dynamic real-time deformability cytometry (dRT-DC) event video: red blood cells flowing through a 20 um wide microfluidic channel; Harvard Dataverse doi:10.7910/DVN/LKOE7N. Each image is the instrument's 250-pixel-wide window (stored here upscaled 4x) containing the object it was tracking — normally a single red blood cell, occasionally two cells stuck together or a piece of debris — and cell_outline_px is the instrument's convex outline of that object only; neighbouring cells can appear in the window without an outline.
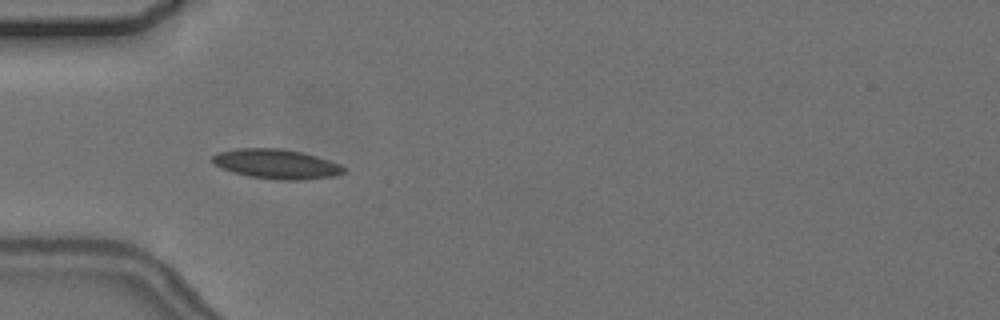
{"species": "common noctule bat (a hibernating species)", "species_latin": "Nyctalus noctula", "temperature_condition": "cold", "stored_images_in_passage": 6, "camera_frame_rate_fps": 3000, "um_per_image_px": 0.085, "animal": {"sex": "female", "body_mass_g": 24.6, "forearm_length_mm": 56.2}, "frame": {"image": 1, "passage_image": 5, "time_ms": 5.0, "image_size_px": [1000, 320], "cell_outline_px": [[344, 172], [336, 176], [300, 180], [276, 180], [248, 176], [232, 172], [220, 168], [212, 160], [212, 156], [216, 152], [236, 148], [280, 148], [300, 152], [316, 156], [340, 164], [344, 168]], "centroid_in_image_um": [23.46, 13.94], "position_along_channel_um": 61.5, "area_um2": 22.72}}
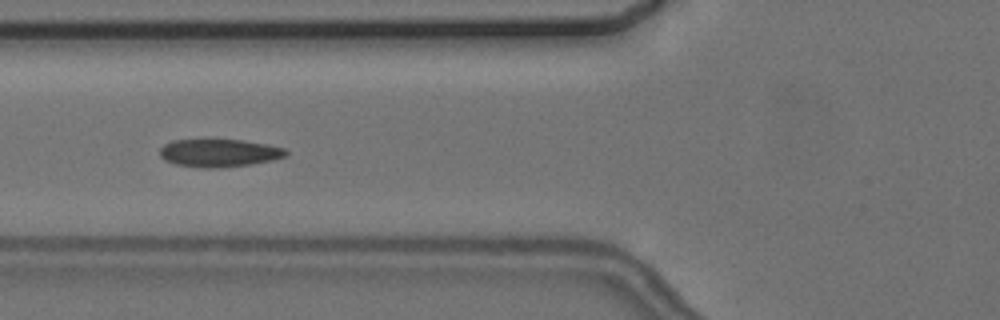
{"frame": {"image": 2, "passage_image": 6, "time_ms": 6.333, "image_size_px": [1000, 320], "cell_outline_px": [[288, 156], [272, 160], [252, 164], [220, 168], [204, 168], [176, 164], [164, 160], [160, 156], [160, 148], [164, 144], [172, 140], [240, 140], [268, 144], [284, 148], [288, 152]], "centroid_in_image_um": [18.64, 13.01], "position_along_channel_um": 107.2, "area_um2": 20.52}}